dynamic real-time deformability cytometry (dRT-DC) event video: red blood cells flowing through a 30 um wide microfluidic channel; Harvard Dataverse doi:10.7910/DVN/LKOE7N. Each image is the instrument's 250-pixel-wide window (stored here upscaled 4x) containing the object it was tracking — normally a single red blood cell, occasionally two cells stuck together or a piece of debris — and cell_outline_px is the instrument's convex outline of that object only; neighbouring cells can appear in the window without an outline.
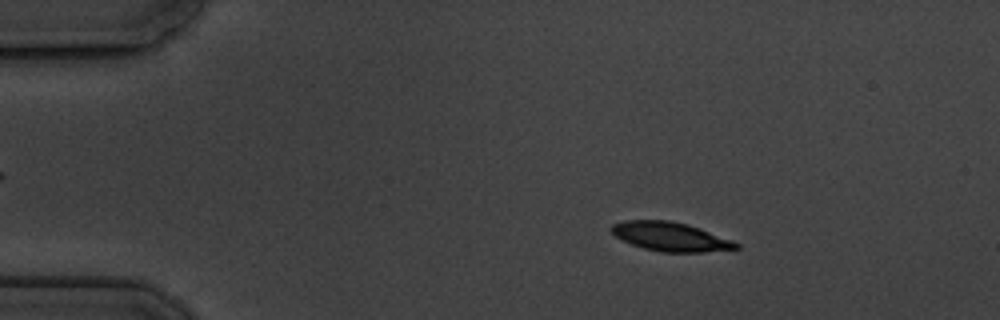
{"species": "common noctule bat (a hibernating species)", "species_latin": "Nyctalus noctula", "temperature_condition": "cold", "stored_images_in_passage": 5, "camera_frame_rate_fps": 3000, "um_per_image_px": 0.085, "animal": {"sex": "male", "body_mass_g": 19.5, "forearm_length_mm": 54.6}, "frame": {"image": 1, "passage_image": 2, "time_ms": 1.0, "image_size_px": [1000, 320], "cell_outline_px": [[740, 248], [704, 252], [660, 252], [644, 248], [632, 244], [616, 236], [608, 228], [612, 224], [624, 220], [668, 220], [688, 224], [700, 228], [732, 240], [740, 244]], "centroid_in_image_um": [56.99, 20.11], "position_along_channel_um": 28.0, "area_um2": 21.04}}
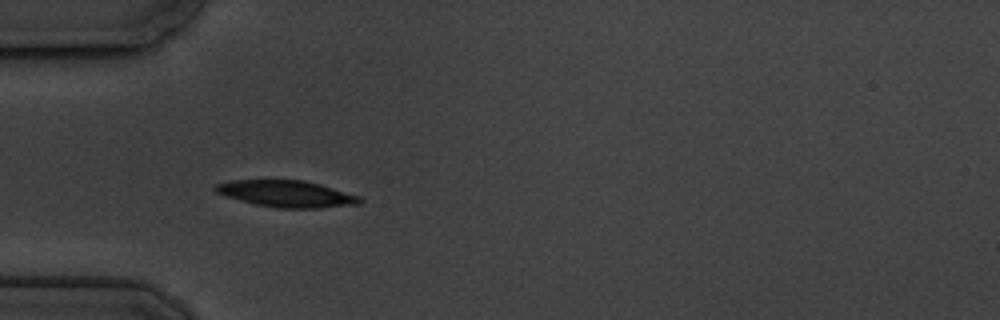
{"frame": {"image": 2, "passage_image": 4, "time_ms": 3.667, "image_size_px": [1000, 320], "cell_outline_px": [[364, 200], [360, 204], [320, 208], [276, 208], [256, 204], [240, 200], [216, 192], [212, 188], [216, 184], [232, 180], [304, 180], [320, 184], [360, 196]], "centroid_in_image_um": [24.39, 16.47], "position_along_channel_um": 60.6, "area_um2": 22.37}}